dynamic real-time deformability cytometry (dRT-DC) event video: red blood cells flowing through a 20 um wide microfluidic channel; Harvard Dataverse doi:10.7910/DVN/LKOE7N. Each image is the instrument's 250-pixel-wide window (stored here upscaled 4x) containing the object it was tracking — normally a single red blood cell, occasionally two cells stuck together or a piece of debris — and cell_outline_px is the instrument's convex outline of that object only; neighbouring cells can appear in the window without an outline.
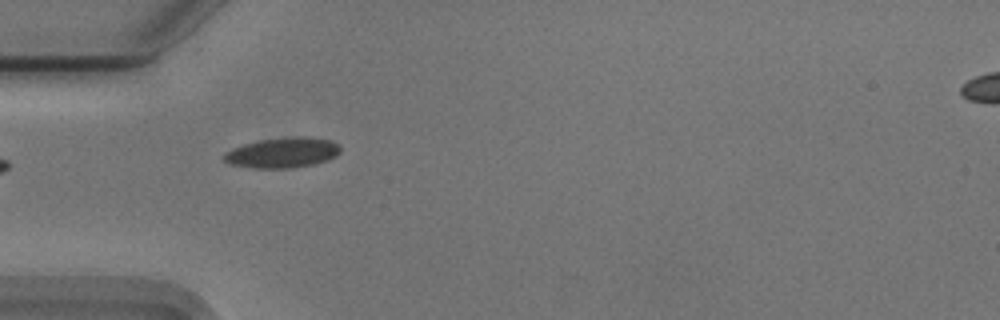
{"species": "Egyptian fruit bat (a non-hibernating species)", "species_latin": "Rousettus aegyptiacus", "temperature_condition": "cold", "stored_images_in_passage": 6, "camera_frame_rate_fps": 3000, "um_per_image_px": 0.085, "animal": {"sex": "male"}, "frame": {"image": 1, "passage_image": 1, "time_ms": 0.0, "image_size_px": [1000, 320], "cell_outline_px": [[340, 152], [336, 156], [328, 160], [316, 164], [288, 168], [256, 168], [228, 164], [224, 160], [224, 152], [232, 148], [244, 144], [260, 140], [300, 136], [304, 136], [328, 140], [340, 144]], "centroid_in_image_um": [24.02, 12.98], "position_along_channel_um": 61.0, "area_um2": 20.52}}